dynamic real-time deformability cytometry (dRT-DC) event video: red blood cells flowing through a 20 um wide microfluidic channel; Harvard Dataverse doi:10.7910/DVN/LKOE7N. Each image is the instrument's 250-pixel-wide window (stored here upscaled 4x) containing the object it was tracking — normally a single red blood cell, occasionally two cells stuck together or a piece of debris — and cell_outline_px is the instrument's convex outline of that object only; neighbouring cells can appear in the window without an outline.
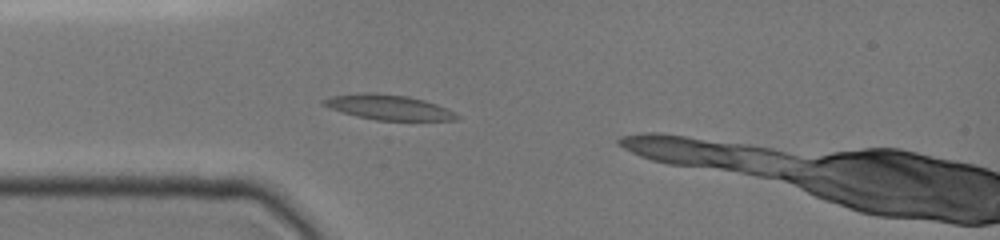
{"species": "common noctule bat (a hibernating species)", "species_latin": "Nyctalus noctula", "temperature_condition": "cold", "stored_images_in_passage": 8, "camera_frame_rate_fps": 3000, "um_per_image_px": 0.085, "animal": {"sex": "female", "body_mass_g": 19.0, "forearm_length_mm": 51.5}, "frame": {"image": 1, "passage_image": 5, "time_ms": 1.667, "image_size_px": [1000, 240], "cell_outline_px": [[460, 120], [376, 120], [344, 112], [320, 104], [320, 100], [332, 96], [364, 92], [376, 92], [408, 96], [424, 100], [436, 104], [460, 116]], "centroid_in_image_um": [33.01, 9.1], "position_along_channel_um": 52.0, "area_um2": 19.19}}
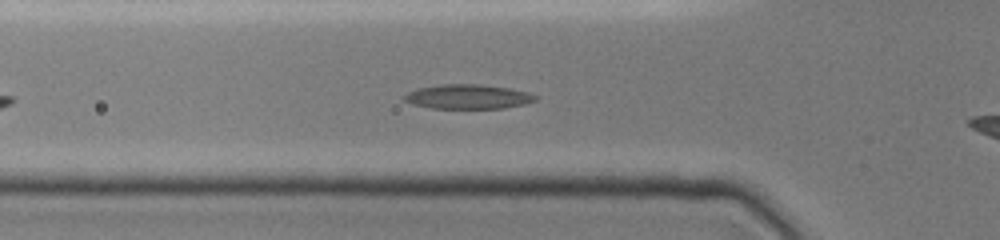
{"frame": {"image": 2, "passage_image": 7, "time_ms": 2.667, "image_size_px": [1000, 240], "cell_outline_px": [[536, 100], [524, 104], [504, 108], [432, 108], [412, 104], [404, 100], [400, 96], [416, 88], [440, 84], [480, 84], [508, 88], [528, 92], [536, 96]], "centroid_in_image_um": [39.71, 8.21], "position_along_channel_um": 86.1, "area_um2": 18.73}}